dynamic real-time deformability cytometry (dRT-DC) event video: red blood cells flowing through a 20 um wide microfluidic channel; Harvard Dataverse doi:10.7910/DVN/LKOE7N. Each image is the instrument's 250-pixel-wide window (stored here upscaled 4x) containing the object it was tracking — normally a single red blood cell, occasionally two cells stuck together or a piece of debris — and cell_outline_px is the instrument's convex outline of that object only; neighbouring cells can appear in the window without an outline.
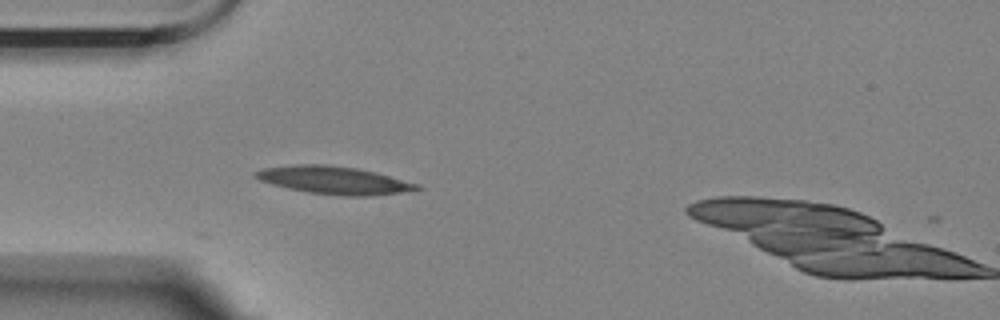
{"species": "Egyptian fruit bat (a non-hibernating species)", "species_latin": "Rousettus aegyptiacus", "temperature_condition": "room temperature", "stored_images_in_passage": 2, "camera_frame_rate_fps": 3000, "um_per_image_px": 0.085, "animal": {"sex": "female"}, "frame": {"image": 1, "passage_image": 1, "time_ms": 0.0, "image_size_px": [1000, 320], "cell_outline_px": [[420, 188], [400, 192], [372, 196], [340, 196], [308, 192], [288, 188], [272, 184], [260, 180], [252, 176], [252, 172], [264, 168], [296, 164], [328, 164], [356, 168], [420, 184]], "centroid_in_image_um": [28.32, 15.31], "position_along_channel_um": 56.7, "area_um2": 25.89}}